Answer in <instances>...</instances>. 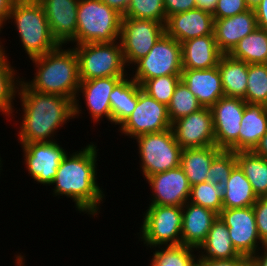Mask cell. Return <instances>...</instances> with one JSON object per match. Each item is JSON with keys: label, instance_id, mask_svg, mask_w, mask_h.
<instances>
[{"label": "cell", "instance_id": "cell-38", "mask_svg": "<svg viewBox=\"0 0 267 266\" xmlns=\"http://www.w3.org/2000/svg\"><path fill=\"white\" fill-rule=\"evenodd\" d=\"M180 80L181 75H164L146 80L141 88L158 102L168 105Z\"/></svg>", "mask_w": 267, "mask_h": 266}, {"label": "cell", "instance_id": "cell-37", "mask_svg": "<svg viewBox=\"0 0 267 266\" xmlns=\"http://www.w3.org/2000/svg\"><path fill=\"white\" fill-rule=\"evenodd\" d=\"M122 18L155 20L166 23V12L163 0H130L126 13Z\"/></svg>", "mask_w": 267, "mask_h": 266}, {"label": "cell", "instance_id": "cell-22", "mask_svg": "<svg viewBox=\"0 0 267 266\" xmlns=\"http://www.w3.org/2000/svg\"><path fill=\"white\" fill-rule=\"evenodd\" d=\"M218 214L200 205L186 202L182 206V244L198 248L207 238Z\"/></svg>", "mask_w": 267, "mask_h": 266}, {"label": "cell", "instance_id": "cell-33", "mask_svg": "<svg viewBox=\"0 0 267 266\" xmlns=\"http://www.w3.org/2000/svg\"><path fill=\"white\" fill-rule=\"evenodd\" d=\"M153 249L155 252H153L150 266H195L197 256L193 252L196 248L181 244L157 246Z\"/></svg>", "mask_w": 267, "mask_h": 266}, {"label": "cell", "instance_id": "cell-5", "mask_svg": "<svg viewBox=\"0 0 267 266\" xmlns=\"http://www.w3.org/2000/svg\"><path fill=\"white\" fill-rule=\"evenodd\" d=\"M122 15L101 0H79L76 45L120 39Z\"/></svg>", "mask_w": 267, "mask_h": 266}, {"label": "cell", "instance_id": "cell-23", "mask_svg": "<svg viewBox=\"0 0 267 266\" xmlns=\"http://www.w3.org/2000/svg\"><path fill=\"white\" fill-rule=\"evenodd\" d=\"M222 55L215 35L196 37L181 43L183 69L202 70L216 67Z\"/></svg>", "mask_w": 267, "mask_h": 266}, {"label": "cell", "instance_id": "cell-3", "mask_svg": "<svg viewBox=\"0 0 267 266\" xmlns=\"http://www.w3.org/2000/svg\"><path fill=\"white\" fill-rule=\"evenodd\" d=\"M59 45L53 51L30 59L36 66L35 76L24 82L40 93L76 99L80 85L78 57L74 48Z\"/></svg>", "mask_w": 267, "mask_h": 266}, {"label": "cell", "instance_id": "cell-15", "mask_svg": "<svg viewBox=\"0 0 267 266\" xmlns=\"http://www.w3.org/2000/svg\"><path fill=\"white\" fill-rule=\"evenodd\" d=\"M176 142L182 149L215 145L213 117L210 108L203 107L172 123Z\"/></svg>", "mask_w": 267, "mask_h": 266}, {"label": "cell", "instance_id": "cell-44", "mask_svg": "<svg viewBox=\"0 0 267 266\" xmlns=\"http://www.w3.org/2000/svg\"><path fill=\"white\" fill-rule=\"evenodd\" d=\"M254 11L257 20V27L267 31V0H262Z\"/></svg>", "mask_w": 267, "mask_h": 266}, {"label": "cell", "instance_id": "cell-29", "mask_svg": "<svg viewBox=\"0 0 267 266\" xmlns=\"http://www.w3.org/2000/svg\"><path fill=\"white\" fill-rule=\"evenodd\" d=\"M258 197L243 171L236 165L223 187V208H245L253 206Z\"/></svg>", "mask_w": 267, "mask_h": 266}, {"label": "cell", "instance_id": "cell-31", "mask_svg": "<svg viewBox=\"0 0 267 266\" xmlns=\"http://www.w3.org/2000/svg\"><path fill=\"white\" fill-rule=\"evenodd\" d=\"M236 162L252 185L256 196H267V159L253 151H238Z\"/></svg>", "mask_w": 267, "mask_h": 266}, {"label": "cell", "instance_id": "cell-8", "mask_svg": "<svg viewBox=\"0 0 267 266\" xmlns=\"http://www.w3.org/2000/svg\"><path fill=\"white\" fill-rule=\"evenodd\" d=\"M145 212L138 233L145 246L154 248L182 244V207L149 205Z\"/></svg>", "mask_w": 267, "mask_h": 266}, {"label": "cell", "instance_id": "cell-34", "mask_svg": "<svg viewBox=\"0 0 267 266\" xmlns=\"http://www.w3.org/2000/svg\"><path fill=\"white\" fill-rule=\"evenodd\" d=\"M245 101L267 106V64H248Z\"/></svg>", "mask_w": 267, "mask_h": 266}, {"label": "cell", "instance_id": "cell-14", "mask_svg": "<svg viewBox=\"0 0 267 266\" xmlns=\"http://www.w3.org/2000/svg\"><path fill=\"white\" fill-rule=\"evenodd\" d=\"M20 144L28 174L37 183L50 186L67 151L57 141Z\"/></svg>", "mask_w": 267, "mask_h": 266}, {"label": "cell", "instance_id": "cell-28", "mask_svg": "<svg viewBox=\"0 0 267 266\" xmlns=\"http://www.w3.org/2000/svg\"><path fill=\"white\" fill-rule=\"evenodd\" d=\"M129 77V78H128ZM141 85L129 76L123 78L110 94L112 124L119 125L133 112Z\"/></svg>", "mask_w": 267, "mask_h": 266}, {"label": "cell", "instance_id": "cell-24", "mask_svg": "<svg viewBox=\"0 0 267 266\" xmlns=\"http://www.w3.org/2000/svg\"><path fill=\"white\" fill-rule=\"evenodd\" d=\"M196 250L200 260H229L240 256L231 242L228 227L219 216L213 221L206 240Z\"/></svg>", "mask_w": 267, "mask_h": 266}, {"label": "cell", "instance_id": "cell-36", "mask_svg": "<svg viewBox=\"0 0 267 266\" xmlns=\"http://www.w3.org/2000/svg\"><path fill=\"white\" fill-rule=\"evenodd\" d=\"M223 188L212 184L211 182H203L191 186L189 202L210 209L217 214L223 209Z\"/></svg>", "mask_w": 267, "mask_h": 266}, {"label": "cell", "instance_id": "cell-21", "mask_svg": "<svg viewBox=\"0 0 267 266\" xmlns=\"http://www.w3.org/2000/svg\"><path fill=\"white\" fill-rule=\"evenodd\" d=\"M181 80L196 96L202 107L211 108L224 95L218 67L183 69Z\"/></svg>", "mask_w": 267, "mask_h": 266}, {"label": "cell", "instance_id": "cell-39", "mask_svg": "<svg viewBox=\"0 0 267 266\" xmlns=\"http://www.w3.org/2000/svg\"><path fill=\"white\" fill-rule=\"evenodd\" d=\"M237 165L236 152L222 150L213 160L207 173V181L224 187L229 180L233 168Z\"/></svg>", "mask_w": 267, "mask_h": 266}, {"label": "cell", "instance_id": "cell-48", "mask_svg": "<svg viewBox=\"0 0 267 266\" xmlns=\"http://www.w3.org/2000/svg\"><path fill=\"white\" fill-rule=\"evenodd\" d=\"M218 0H196V8L214 13Z\"/></svg>", "mask_w": 267, "mask_h": 266}, {"label": "cell", "instance_id": "cell-19", "mask_svg": "<svg viewBox=\"0 0 267 266\" xmlns=\"http://www.w3.org/2000/svg\"><path fill=\"white\" fill-rule=\"evenodd\" d=\"M165 33L179 43L196 37L214 35L213 15L198 8L171 15L166 20Z\"/></svg>", "mask_w": 267, "mask_h": 266}, {"label": "cell", "instance_id": "cell-18", "mask_svg": "<svg viewBox=\"0 0 267 266\" xmlns=\"http://www.w3.org/2000/svg\"><path fill=\"white\" fill-rule=\"evenodd\" d=\"M46 15L53 38L59 45H76L79 0H37Z\"/></svg>", "mask_w": 267, "mask_h": 266}, {"label": "cell", "instance_id": "cell-17", "mask_svg": "<svg viewBox=\"0 0 267 266\" xmlns=\"http://www.w3.org/2000/svg\"><path fill=\"white\" fill-rule=\"evenodd\" d=\"M146 181L152 190L150 195L153 196L148 205L182 207L189 201L191 185L180 166L153 174Z\"/></svg>", "mask_w": 267, "mask_h": 266}, {"label": "cell", "instance_id": "cell-7", "mask_svg": "<svg viewBox=\"0 0 267 266\" xmlns=\"http://www.w3.org/2000/svg\"><path fill=\"white\" fill-rule=\"evenodd\" d=\"M134 139L138 143L140 168L145 179L180 166L182 148L176 142L172 128L157 133L142 134Z\"/></svg>", "mask_w": 267, "mask_h": 266}, {"label": "cell", "instance_id": "cell-51", "mask_svg": "<svg viewBox=\"0 0 267 266\" xmlns=\"http://www.w3.org/2000/svg\"><path fill=\"white\" fill-rule=\"evenodd\" d=\"M24 257L25 256H22L21 255V253H19V254H17L16 255V259H15V261H16V266H25V260H24Z\"/></svg>", "mask_w": 267, "mask_h": 266}, {"label": "cell", "instance_id": "cell-10", "mask_svg": "<svg viewBox=\"0 0 267 266\" xmlns=\"http://www.w3.org/2000/svg\"><path fill=\"white\" fill-rule=\"evenodd\" d=\"M165 33V24L155 20L122 18L120 43L126 66L145 57Z\"/></svg>", "mask_w": 267, "mask_h": 266}, {"label": "cell", "instance_id": "cell-2", "mask_svg": "<svg viewBox=\"0 0 267 266\" xmlns=\"http://www.w3.org/2000/svg\"><path fill=\"white\" fill-rule=\"evenodd\" d=\"M17 96L23 111L18 143L55 141L57 129L74 118L72 99L32 90L23 78Z\"/></svg>", "mask_w": 267, "mask_h": 266}, {"label": "cell", "instance_id": "cell-47", "mask_svg": "<svg viewBox=\"0 0 267 266\" xmlns=\"http://www.w3.org/2000/svg\"><path fill=\"white\" fill-rule=\"evenodd\" d=\"M260 248L263 249V252L258 251L250 258L252 266H267V244L261 245Z\"/></svg>", "mask_w": 267, "mask_h": 266}, {"label": "cell", "instance_id": "cell-43", "mask_svg": "<svg viewBox=\"0 0 267 266\" xmlns=\"http://www.w3.org/2000/svg\"><path fill=\"white\" fill-rule=\"evenodd\" d=\"M250 263V258L240 255L229 260H200L196 258L195 266H247Z\"/></svg>", "mask_w": 267, "mask_h": 266}, {"label": "cell", "instance_id": "cell-12", "mask_svg": "<svg viewBox=\"0 0 267 266\" xmlns=\"http://www.w3.org/2000/svg\"><path fill=\"white\" fill-rule=\"evenodd\" d=\"M246 103L242 98L223 96L210 108L218 148L239 151V130Z\"/></svg>", "mask_w": 267, "mask_h": 266}, {"label": "cell", "instance_id": "cell-1", "mask_svg": "<svg viewBox=\"0 0 267 266\" xmlns=\"http://www.w3.org/2000/svg\"><path fill=\"white\" fill-rule=\"evenodd\" d=\"M93 142L80 151L67 153L59 164L56 177L51 185H55L53 196H66L75 203L81 213L96 216L100 212V204L105 199V192L97 183L98 148ZM97 148V149H96Z\"/></svg>", "mask_w": 267, "mask_h": 266}, {"label": "cell", "instance_id": "cell-25", "mask_svg": "<svg viewBox=\"0 0 267 266\" xmlns=\"http://www.w3.org/2000/svg\"><path fill=\"white\" fill-rule=\"evenodd\" d=\"M267 132V106L246 103L239 130V151H253Z\"/></svg>", "mask_w": 267, "mask_h": 266}, {"label": "cell", "instance_id": "cell-26", "mask_svg": "<svg viewBox=\"0 0 267 266\" xmlns=\"http://www.w3.org/2000/svg\"><path fill=\"white\" fill-rule=\"evenodd\" d=\"M221 151L216 145L182 149L180 167L191 186L207 181L210 166Z\"/></svg>", "mask_w": 267, "mask_h": 266}, {"label": "cell", "instance_id": "cell-27", "mask_svg": "<svg viewBox=\"0 0 267 266\" xmlns=\"http://www.w3.org/2000/svg\"><path fill=\"white\" fill-rule=\"evenodd\" d=\"M224 95L238 97L245 101L247 88L248 64L223 54L218 62Z\"/></svg>", "mask_w": 267, "mask_h": 266}, {"label": "cell", "instance_id": "cell-4", "mask_svg": "<svg viewBox=\"0 0 267 266\" xmlns=\"http://www.w3.org/2000/svg\"><path fill=\"white\" fill-rule=\"evenodd\" d=\"M10 19L16 25L19 39L28 58L42 56L59 46L51 34L44 10L37 0H16L9 14L8 23Z\"/></svg>", "mask_w": 267, "mask_h": 266}, {"label": "cell", "instance_id": "cell-52", "mask_svg": "<svg viewBox=\"0 0 267 266\" xmlns=\"http://www.w3.org/2000/svg\"><path fill=\"white\" fill-rule=\"evenodd\" d=\"M1 29H4V24L0 21V32H1ZM5 48H4V45L2 44V41L0 40V53H3L5 52Z\"/></svg>", "mask_w": 267, "mask_h": 266}, {"label": "cell", "instance_id": "cell-13", "mask_svg": "<svg viewBox=\"0 0 267 266\" xmlns=\"http://www.w3.org/2000/svg\"><path fill=\"white\" fill-rule=\"evenodd\" d=\"M224 224L228 227L231 242L235 250L243 256L251 258L259 250L261 241L255 221L252 206L245 208H223L218 214Z\"/></svg>", "mask_w": 267, "mask_h": 266}, {"label": "cell", "instance_id": "cell-49", "mask_svg": "<svg viewBox=\"0 0 267 266\" xmlns=\"http://www.w3.org/2000/svg\"><path fill=\"white\" fill-rule=\"evenodd\" d=\"M253 152L261 156L265 159H267V132L263 135V137L260 139L259 144L255 147Z\"/></svg>", "mask_w": 267, "mask_h": 266}, {"label": "cell", "instance_id": "cell-9", "mask_svg": "<svg viewBox=\"0 0 267 266\" xmlns=\"http://www.w3.org/2000/svg\"><path fill=\"white\" fill-rule=\"evenodd\" d=\"M133 66L132 69H136L131 78L140 85L155 77L181 75L183 70L181 43L164 33L149 53Z\"/></svg>", "mask_w": 267, "mask_h": 266}, {"label": "cell", "instance_id": "cell-11", "mask_svg": "<svg viewBox=\"0 0 267 266\" xmlns=\"http://www.w3.org/2000/svg\"><path fill=\"white\" fill-rule=\"evenodd\" d=\"M172 128L167 105L158 102L140 88L138 102L133 112L120 124V133L136 138L147 133H157Z\"/></svg>", "mask_w": 267, "mask_h": 266}, {"label": "cell", "instance_id": "cell-16", "mask_svg": "<svg viewBox=\"0 0 267 266\" xmlns=\"http://www.w3.org/2000/svg\"><path fill=\"white\" fill-rule=\"evenodd\" d=\"M125 77H102L91 80H80L76 99L74 100V118L81 114V106L77 97L83 94L86 107L93 122H99L104 117L112 124L110 94L114 87ZM82 93V94H79Z\"/></svg>", "mask_w": 267, "mask_h": 266}, {"label": "cell", "instance_id": "cell-45", "mask_svg": "<svg viewBox=\"0 0 267 266\" xmlns=\"http://www.w3.org/2000/svg\"><path fill=\"white\" fill-rule=\"evenodd\" d=\"M109 7L115 9L122 16L126 13L130 0H101Z\"/></svg>", "mask_w": 267, "mask_h": 266}, {"label": "cell", "instance_id": "cell-6", "mask_svg": "<svg viewBox=\"0 0 267 266\" xmlns=\"http://www.w3.org/2000/svg\"><path fill=\"white\" fill-rule=\"evenodd\" d=\"M80 80L102 77H126V63L120 40L112 43L74 45Z\"/></svg>", "mask_w": 267, "mask_h": 266}, {"label": "cell", "instance_id": "cell-35", "mask_svg": "<svg viewBox=\"0 0 267 266\" xmlns=\"http://www.w3.org/2000/svg\"><path fill=\"white\" fill-rule=\"evenodd\" d=\"M167 108L169 118L171 123H173L177 119L196 112L203 107L185 83L180 80L175 87L174 94Z\"/></svg>", "mask_w": 267, "mask_h": 266}, {"label": "cell", "instance_id": "cell-32", "mask_svg": "<svg viewBox=\"0 0 267 266\" xmlns=\"http://www.w3.org/2000/svg\"><path fill=\"white\" fill-rule=\"evenodd\" d=\"M6 55V52L0 53V112L8 118L11 116V120L15 111L13 100L16 98L22 78L16 77L17 72Z\"/></svg>", "mask_w": 267, "mask_h": 266}, {"label": "cell", "instance_id": "cell-46", "mask_svg": "<svg viewBox=\"0 0 267 266\" xmlns=\"http://www.w3.org/2000/svg\"><path fill=\"white\" fill-rule=\"evenodd\" d=\"M16 0H0V21L5 25Z\"/></svg>", "mask_w": 267, "mask_h": 266}, {"label": "cell", "instance_id": "cell-40", "mask_svg": "<svg viewBox=\"0 0 267 266\" xmlns=\"http://www.w3.org/2000/svg\"><path fill=\"white\" fill-rule=\"evenodd\" d=\"M249 10L245 0H218L213 15L214 20L232 17Z\"/></svg>", "mask_w": 267, "mask_h": 266}, {"label": "cell", "instance_id": "cell-42", "mask_svg": "<svg viewBox=\"0 0 267 266\" xmlns=\"http://www.w3.org/2000/svg\"><path fill=\"white\" fill-rule=\"evenodd\" d=\"M166 20L169 16L196 8V0H163Z\"/></svg>", "mask_w": 267, "mask_h": 266}, {"label": "cell", "instance_id": "cell-20", "mask_svg": "<svg viewBox=\"0 0 267 266\" xmlns=\"http://www.w3.org/2000/svg\"><path fill=\"white\" fill-rule=\"evenodd\" d=\"M257 28L254 10L224 19L214 20V35L216 44L223 54H229L245 36Z\"/></svg>", "mask_w": 267, "mask_h": 266}, {"label": "cell", "instance_id": "cell-53", "mask_svg": "<svg viewBox=\"0 0 267 266\" xmlns=\"http://www.w3.org/2000/svg\"><path fill=\"white\" fill-rule=\"evenodd\" d=\"M3 164H2V158H1V156H0V170H3L1 167H3L2 166ZM1 172V171H0Z\"/></svg>", "mask_w": 267, "mask_h": 266}, {"label": "cell", "instance_id": "cell-41", "mask_svg": "<svg viewBox=\"0 0 267 266\" xmlns=\"http://www.w3.org/2000/svg\"><path fill=\"white\" fill-rule=\"evenodd\" d=\"M252 207L259 237L267 244V196L258 197Z\"/></svg>", "mask_w": 267, "mask_h": 266}, {"label": "cell", "instance_id": "cell-30", "mask_svg": "<svg viewBox=\"0 0 267 266\" xmlns=\"http://www.w3.org/2000/svg\"><path fill=\"white\" fill-rule=\"evenodd\" d=\"M229 55L247 64H267V31L257 27L240 40Z\"/></svg>", "mask_w": 267, "mask_h": 266}, {"label": "cell", "instance_id": "cell-50", "mask_svg": "<svg viewBox=\"0 0 267 266\" xmlns=\"http://www.w3.org/2000/svg\"><path fill=\"white\" fill-rule=\"evenodd\" d=\"M262 0H245L249 9L254 10Z\"/></svg>", "mask_w": 267, "mask_h": 266}]
</instances>
